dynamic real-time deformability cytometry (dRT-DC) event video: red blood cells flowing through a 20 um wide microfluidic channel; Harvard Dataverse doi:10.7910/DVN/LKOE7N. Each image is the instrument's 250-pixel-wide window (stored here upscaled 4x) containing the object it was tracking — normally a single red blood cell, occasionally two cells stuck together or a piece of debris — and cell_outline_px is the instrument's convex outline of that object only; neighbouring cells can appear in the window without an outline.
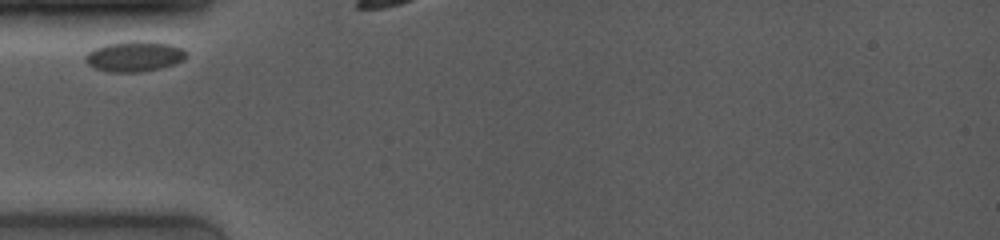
{"species": "common noctule bat (a hibernating species)", "species_latin": "Nyctalus noctula", "temperature_condition": "room temperature", "stored_images_in_passage": 13, "camera_frame_rate_fps": 4000, "um_per_image_px": 0.085, "animal": {"sex": "female", "body_mass_g": 19.0, "forearm_length_mm": 53.3}, "frame": {"image": 1, "passage_image": 1, "time_ms": 0.0, "image_size_px": [1000, 240], "cell_outline_px": [[188, 56], [184, 60], [160, 68], [140, 72], [108, 72], [96, 68], [88, 64], [84, 60], [84, 56], [88, 52], [104, 44], [128, 40], [140, 40], [172, 44], [184, 48], [188, 52]], "centroid_in_image_um": [11.45, 4.77], "position_along_channel_um": 73.5, "area_um2": 18.21}}